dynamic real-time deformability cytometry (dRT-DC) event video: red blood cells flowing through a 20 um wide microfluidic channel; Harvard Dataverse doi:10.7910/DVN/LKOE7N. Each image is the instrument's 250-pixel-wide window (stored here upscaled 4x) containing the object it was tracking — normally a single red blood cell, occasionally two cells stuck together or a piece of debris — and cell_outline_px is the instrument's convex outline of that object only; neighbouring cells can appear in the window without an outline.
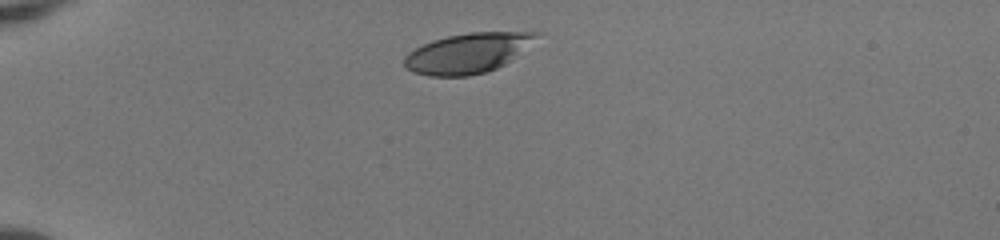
{"species": "human", "species_latin": "Homo sapiens", "temperature_condition": "room temperature", "stored_images_in_passage": 38, "camera_frame_rate_fps": 3000, "um_per_image_px": 0.085, "donor": {"sex": "female"}, "frame": {"image": 1, "passage_image": 1, "time_ms": 0.0, "image_size_px": [1000, 240], "cell_outline_px": [[544, 32], [540, 36], [512, 60], [496, 68], [484, 72], [468, 76], [428, 76], [412, 72], [404, 68], [404, 56], [408, 52], [432, 40], [448, 36], [472, 32]], "centroid_in_image_um": [39.75, 4.52], "position_along_channel_um": 45.3, "area_um2": 30.81}}
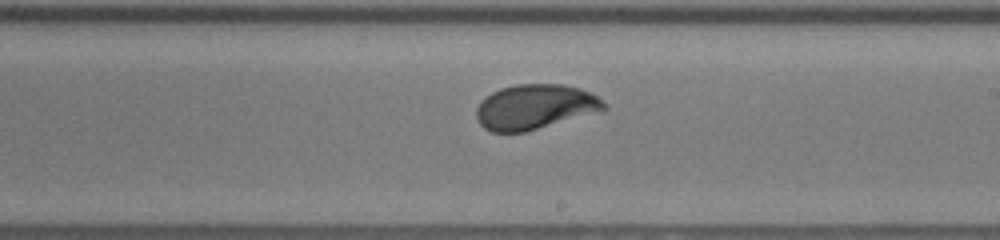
{"frame": {"image": 2, "passage_image": 19, "time_ms": 6.0, "image_size_px": [1000, 240], "cell_outline_px": [[608, 108], [524, 132], [492, 132], [484, 128], [480, 124], [476, 116], [476, 108], [480, 100], [492, 92], [500, 88], [516, 84], [564, 84], [580, 88], [596, 96], [608, 104]], "centroid_in_image_um": [45.42, 9.07], "position_along_channel_um": 243.6, "area_um2": 33.12}}
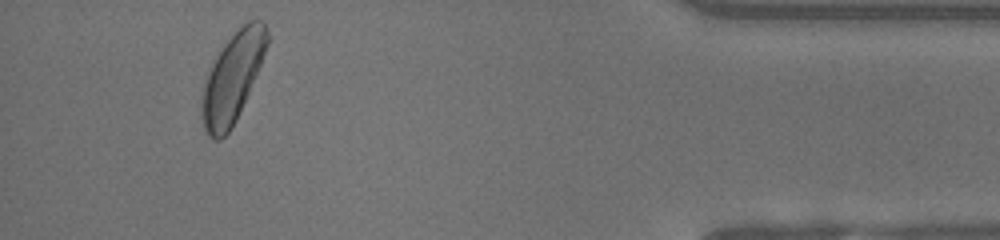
{"frame": {"image": 3, "passage_image": 35, "time_ms": 11.333, "image_size_px": [1000, 240], "cell_outline_px": [[268, 44], [260, 64], [236, 120], [232, 128], [220, 140], [212, 140], [208, 136], [204, 128], [200, 108], [200, 96], [212, 60], [224, 44], [248, 20], [256, 16], [264, 20], [268, 32]], "centroid_in_image_um": [19.74, 6.59], "position_along_channel_um": 415.5, "area_um2": 33.93}, "authors_computed_cell_mechanics": {"area_um2": 33.1483, "velocity_mm_per_s": 4.0727, "shape_relaxation_time_tau1_ms": 2.1226, "shape_relaxation_time_tau2_ms": null, "deformation_change_tau1": 0.123, "deformation_change_tau2": null}}